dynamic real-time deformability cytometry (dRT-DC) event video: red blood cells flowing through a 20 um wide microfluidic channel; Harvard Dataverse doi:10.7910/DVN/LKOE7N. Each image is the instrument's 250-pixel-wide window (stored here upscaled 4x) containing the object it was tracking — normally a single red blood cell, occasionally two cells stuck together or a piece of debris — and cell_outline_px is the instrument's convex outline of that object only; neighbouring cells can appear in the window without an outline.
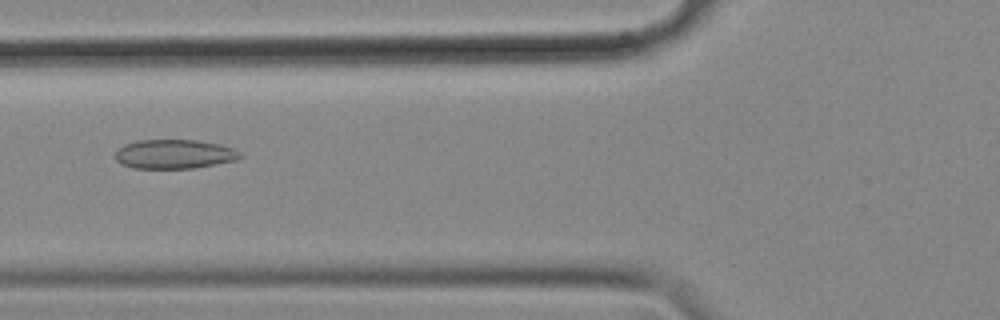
{"species": "common noctule bat (a hibernating species)", "species_latin": "Nyctalus noctula", "temperature_condition": "cold", "stored_images_in_passage": 40, "camera_frame_rate_fps": 3000, "um_per_image_px": 0.085, "animal": {"sex": "female", "body_mass_g": 18.4}, "frame": {"image": 1, "passage_image": 5, "time_ms": 1.333, "image_size_px": [1000, 320], "cell_outline_px": [[244, 156], [236, 160], [216, 164], [192, 168], [132, 168], [120, 164], [112, 156], [124, 144], [136, 140], [196, 140], [220, 144], [236, 148]], "centroid_in_image_um": [14.82, 13.09], "position_along_channel_um": 111.0, "area_um2": 21.5}}
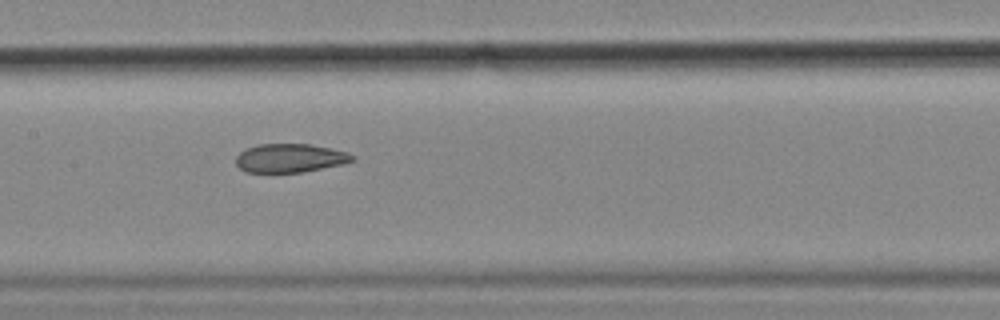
{"frame": {"image": 2, "passage_image": 11, "time_ms": 3.333, "image_size_px": [1000, 320], "cell_outline_px": [[356, 160], [344, 164], [304, 172], [244, 172], [236, 164], [236, 156], [244, 148], [256, 144], [312, 144], [348, 152], [356, 156]], "centroid_in_image_um": [24.67, 13.43], "position_along_channel_um": 182.7, "area_um2": 19.77}}
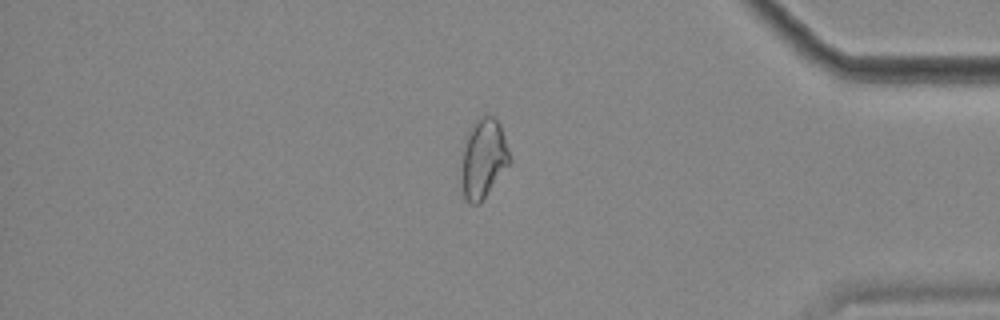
{"frame": {"image": 3, "passage_image": 31, "time_ms": 10.0, "image_size_px": [1000, 320], "cell_outline_px": [[512, 160], [480, 204], [472, 204], [464, 196], [460, 148], [472, 124], [476, 120], [488, 112], [500, 124]], "centroid_in_image_um": [41.08, 13.43], "position_along_channel_um": 394.1, "area_um2": 22.48}, "authors_computed_cell_mechanics": {"area_um2": 21.2415, "velocity_mm_per_s": 3.5885, "shape_relaxation_time_tau1_ms": null, "shape_relaxation_time_tau2_ms": 3.6356, "deformation_change_tau1": null, "deformation_change_tau2": 0.0943}}